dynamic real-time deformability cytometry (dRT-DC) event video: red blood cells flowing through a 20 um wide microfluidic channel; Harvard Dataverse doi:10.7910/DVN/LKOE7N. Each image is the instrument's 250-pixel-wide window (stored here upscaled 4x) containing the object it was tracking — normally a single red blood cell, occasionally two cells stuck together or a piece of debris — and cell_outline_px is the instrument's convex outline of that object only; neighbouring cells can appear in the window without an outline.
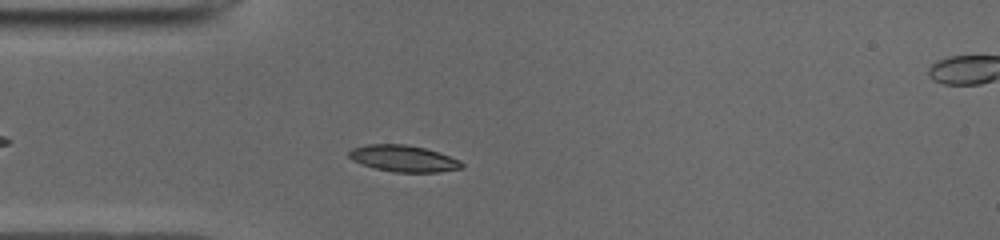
{"species": "common noctule bat (a hibernating species)", "species_latin": "Nyctalus noctula", "temperature_condition": "cold", "stored_images_in_passage": 48, "camera_frame_rate_fps": 3000, "um_per_image_px": 0.085, "animal": {"sex": "male", "body_mass_g": 19.0, "forearm_length_mm": 50.8}, "frame": {"image": 1, "passage_image": 11, "time_ms": 3.333, "image_size_px": [1000, 240], "cell_outline_px": [[464, 168], [440, 172], [392, 172], [376, 168], [352, 160], [348, 156], [348, 152], [352, 148], [368, 144], [408, 144], [440, 152], [460, 160], [464, 164]], "centroid_in_image_um": [34.34, 13.47], "position_along_channel_um": 50.7, "area_um2": 17.51}}
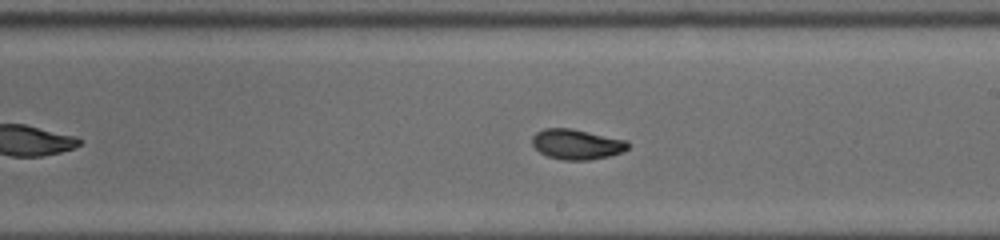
{"frame": {"image": 2, "passage_image": 26, "time_ms": 8.333, "image_size_px": [1000, 240], "cell_outline_px": [[628, 148], [624, 152], [608, 156], [588, 160], [560, 160], [548, 156], [540, 152], [532, 144], [532, 136], [536, 132], [544, 128], [568, 128], [628, 140]], "centroid_in_image_um": [49.01, 12.27], "position_along_channel_um": 240.0, "area_um2": 16.82}}
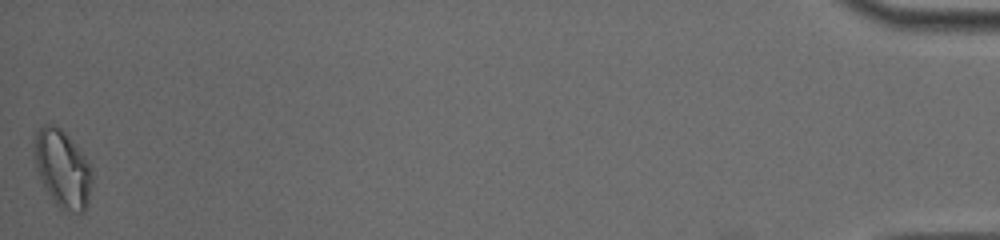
{"frame": {"image": 3, "passage_image": 48, "time_ms": 15.667, "image_size_px": [1000, 240], "cell_outline_px": [[92, 184], [88, 204], [84, 212], [80, 216], [64, 212], [52, 200], [40, 176], [36, 164], [36, 132], [44, 124], [52, 124], [60, 128], [68, 136], [84, 156], [92, 172]], "centroid_in_image_um": [5.37, 14.44], "position_along_channel_um": 429.8, "area_um2": 25.78}, "authors_computed_cell_mechanics": {"area_um2": 16.8487, "velocity_mm_per_s": 3.934, "shape_relaxation_time_tau1_ms": 3.879, "shape_relaxation_time_tau2_ms": 1.4013, "deformation_change_tau1": 0.155, "deformation_change_tau2": 0.0495}}